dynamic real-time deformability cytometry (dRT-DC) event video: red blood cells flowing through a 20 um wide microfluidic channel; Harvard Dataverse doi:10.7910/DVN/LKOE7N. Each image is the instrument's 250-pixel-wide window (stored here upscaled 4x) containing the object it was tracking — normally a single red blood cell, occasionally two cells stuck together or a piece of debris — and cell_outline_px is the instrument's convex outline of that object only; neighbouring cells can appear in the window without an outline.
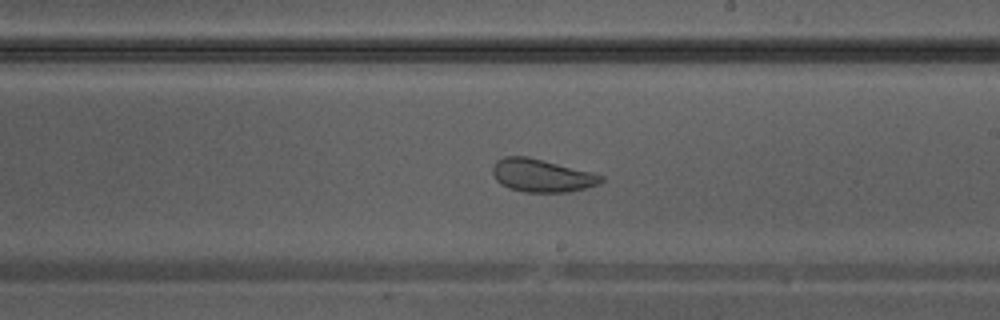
{"species": "Egyptian fruit bat (a non-hibernating species)", "species_latin": "Rousettus aegyptiacus", "temperature_condition": "warm", "stored_images_in_passage": 39, "camera_frame_rate_fps": 3000, "um_per_image_px": 0.085, "animal": {"sex": "male"}, "frame": {"image": 1, "passage_image": 23, "time_ms": 7.333, "image_size_px": [1000, 320], "cell_outline_px": [[604, 180], [600, 184], [568, 192], [524, 192], [508, 188], [496, 180], [492, 172], [492, 168], [496, 160], [504, 156], [528, 156], [592, 172], [604, 176]], "centroid_in_image_um": [46.04, 14.91], "position_along_channel_um": 243.0, "area_um2": 20.92}}